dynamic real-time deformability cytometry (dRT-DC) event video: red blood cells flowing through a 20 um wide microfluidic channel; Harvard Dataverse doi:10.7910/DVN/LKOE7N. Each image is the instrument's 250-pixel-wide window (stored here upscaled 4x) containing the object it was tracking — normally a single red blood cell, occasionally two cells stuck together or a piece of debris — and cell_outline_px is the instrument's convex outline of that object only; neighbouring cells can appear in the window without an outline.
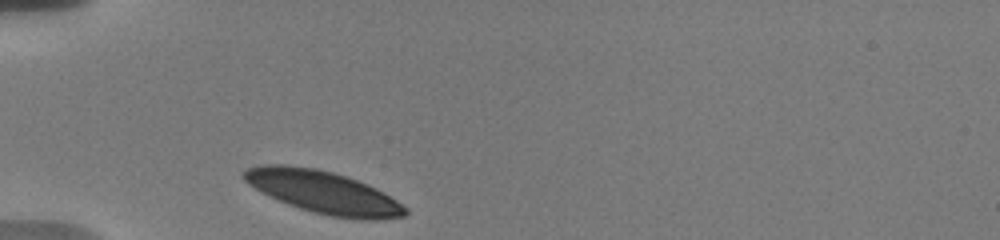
{"species": "human", "species_latin": "Homo sapiens", "temperature_condition": "warm", "stored_images_in_passage": 32, "camera_frame_rate_fps": 3000, "um_per_image_px": 0.085, "donor": {"sex": "male"}, "frame": {"image": 1, "passage_image": 1, "time_ms": 0.0, "image_size_px": [1000, 240], "cell_outline_px": [[408, 212], [404, 216], [376, 220], [360, 220], [332, 216], [312, 212], [288, 204], [268, 196], [248, 184], [240, 176], [240, 172], [248, 168], [260, 164], [284, 164], [316, 168], [332, 172], [368, 184], [384, 192], [408, 208]], "centroid_in_image_um": [27.45, 16.33], "position_along_channel_um": 57.5, "area_um2": 40.17}}
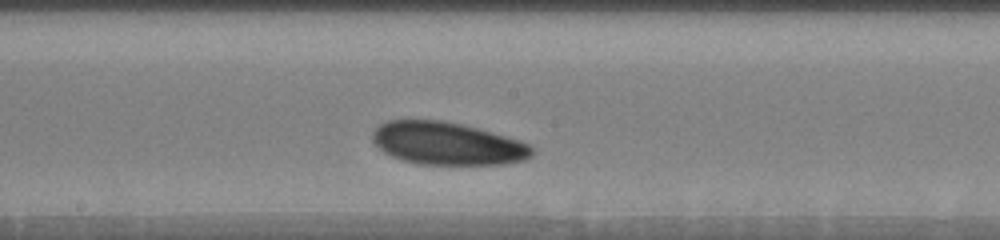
{"frame": {"image": 2, "passage_image": 15, "time_ms": 4.667, "image_size_px": [1000, 240], "cell_outline_px": [[532, 156], [524, 160], [504, 164], [420, 164], [404, 160], [392, 156], [384, 152], [372, 140], [372, 132], [380, 124], [388, 120], [444, 120], [464, 124], [520, 140], [532, 144]], "centroid_in_image_um": [38.04, 12.19], "position_along_channel_um": 210.2, "area_um2": 39.71}}
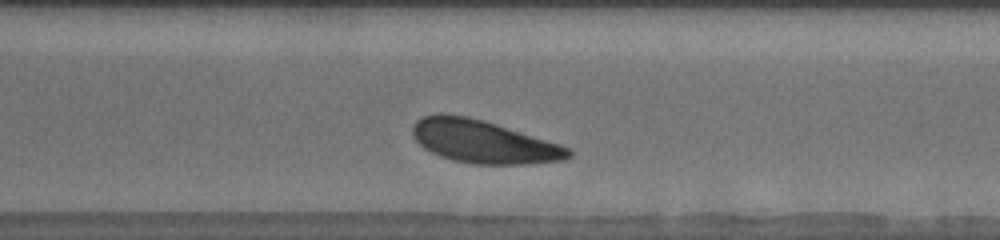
{"frame": {"image": 3, "passage_image": 25, "time_ms": 8.0, "image_size_px": [1000, 240], "cell_outline_px": [[572, 156], [564, 160], [524, 164], [472, 164], [452, 160], [440, 156], [424, 148], [412, 136], [412, 124], [416, 120], [424, 116], [440, 112], [468, 116], [484, 120], [560, 144], [568, 148], [572, 152]], "centroid_in_image_um": [41.05, 12.03], "position_along_channel_um": 329.6, "area_um2": 39.07}, "authors_computed_cell_mechanics": {"area_um2": 39.7375, "velocity_mm_per_s": 3.5835, "shape_relaxation_time_tau1_ms": 2.0497, "shape_relaxation_time_tau2_ms": 6.3018, "deformation_change_tau1": 0.0669, "deformation_change_tau2": 0.1303}}